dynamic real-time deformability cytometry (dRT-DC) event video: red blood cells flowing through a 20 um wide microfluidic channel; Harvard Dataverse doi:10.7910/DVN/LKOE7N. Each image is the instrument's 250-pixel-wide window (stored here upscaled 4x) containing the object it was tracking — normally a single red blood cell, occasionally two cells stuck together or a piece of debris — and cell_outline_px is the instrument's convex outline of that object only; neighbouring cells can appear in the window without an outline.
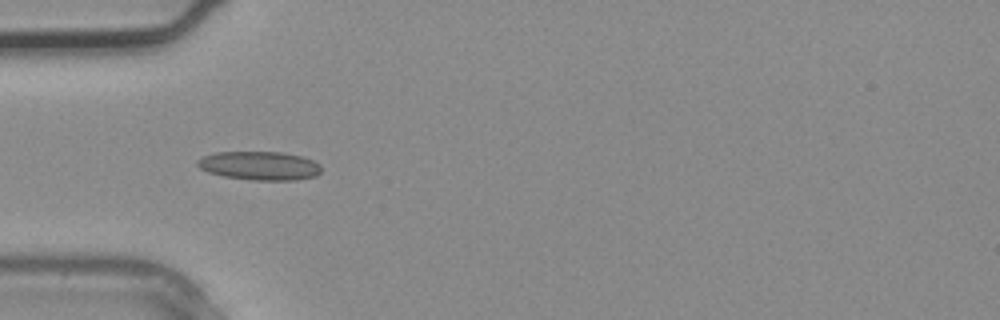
{"species": "common noctule bat (a hibernating species)", "species_latin": "Nyctalus noctula", "temperature_condition": "warm", "stored_images_in_passage": 1, "camera_frame_rate_fps": 3000, "um_per_image_px": 0.085, "animal": {"sex": "male", "body_mass_g": 20.4}, "frame": {"image": 1, "passage_image": 1, "time_ms": 0.0, "image_size_px": [1000, 320], "cell_outline_px": [[320, 172], [316, 176], [296, 180], [252, 180], [224, 176], [208, 172], [200, 168], [196, 164], [196, 160], [204, 156], [216, 152], [284, 152], [304, 156], [320, 164]], "centroid_in_image_um": [22.08, 14.08], "position_along_channel_um": 62.9, "area_um2": 20.81}}